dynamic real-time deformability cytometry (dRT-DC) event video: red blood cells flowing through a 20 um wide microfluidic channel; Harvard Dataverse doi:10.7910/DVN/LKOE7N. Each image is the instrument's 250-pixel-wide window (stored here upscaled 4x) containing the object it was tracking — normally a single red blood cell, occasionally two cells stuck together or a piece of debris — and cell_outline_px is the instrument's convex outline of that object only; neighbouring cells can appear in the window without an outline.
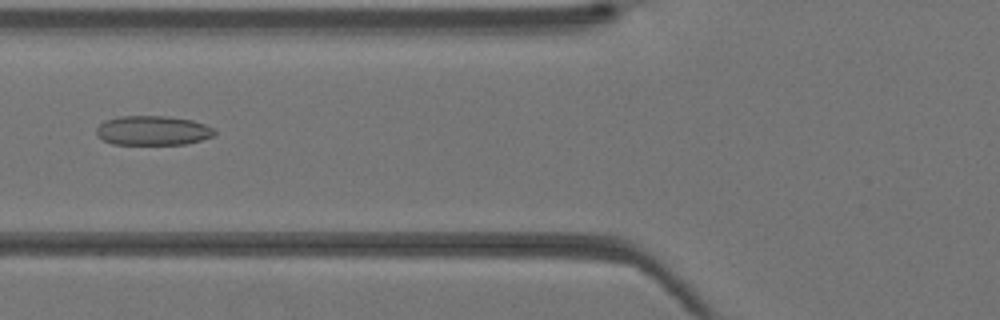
{"species": "Egyptian fruit bat (a non-hibernating species)", "species_latin": "Rousettus aegyptiacus", "temperature_condition": "warm", "stored_images_in_passage": 42, "camera_frame_rate_fps": 3000, "um_per_image_px": 0.085, "animal": {"sex": "female"}, "frame": {"image": 1, "passage_image": 17, "time_ms": 5.333, "image_size_px": [1000, 320], "cell_outline_px": [[216, 132], [212, 136], [188, 144], [112, 144], [96, 136], [96, 128], [104, 120], [120, 116], [168, 116], [192, 120], [204, 124], [212, 128]], "centroid_in_image_um": [12.95, 11.09], "position_along_channel_um": 112.8, "area_um2": 20.29}}
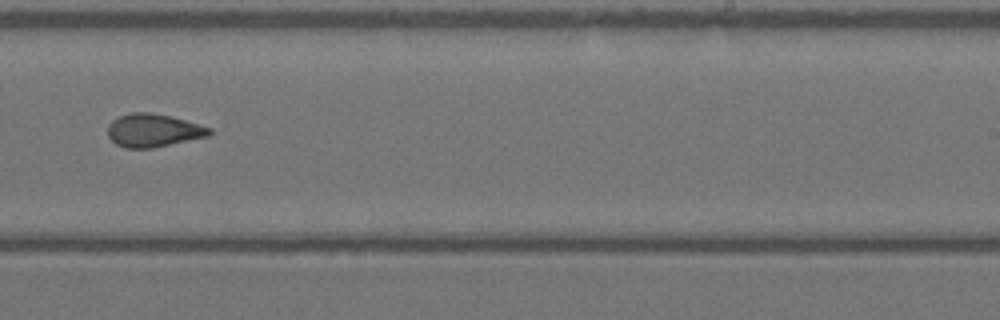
{"frame": {"image": 2, "passage_image": 27, "time_ms": 8.667, "image_size_px": [1000, 320], "cell_outline_px": [[212, 132], [208, 136], [152, 148], [124, 148], [116, 144], [108, 136], [108, 124], [112, 120], [120, 116], [132, 112], [148, 112], [168, 116], [184, 120], [212, 128]], "centroid_in_image_um": [13.0, 11.09], "position_along_channel_um": 276.0, "area_um2": 19.42}}
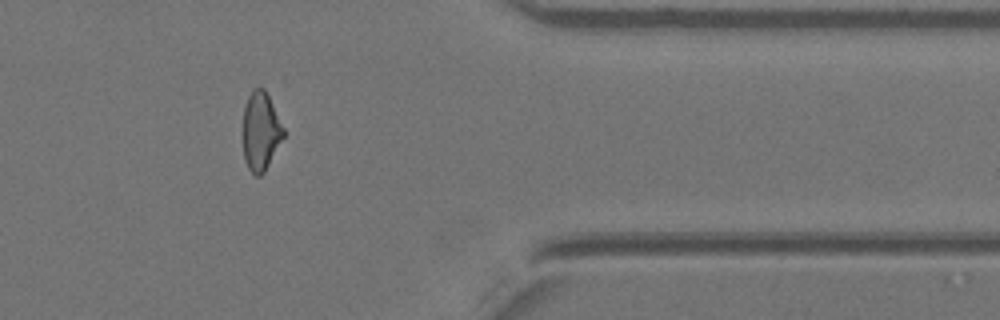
{"frame": {"image": 3, "passage_image": 35, "time_ms": 11.333, "image_size_px": [1000, 320], "cell_outline_px": [[284, 136], [264, 172], [260, 176], [256, 176], [248, 168], [244, 160], [244, 108], [248, 96], [252, 88], [264, 88], [284, 128]], "centroid_in_image_um": [22.16, 11.15], "position_along_channel_um": 389.2, "area_um2": 18.21}}